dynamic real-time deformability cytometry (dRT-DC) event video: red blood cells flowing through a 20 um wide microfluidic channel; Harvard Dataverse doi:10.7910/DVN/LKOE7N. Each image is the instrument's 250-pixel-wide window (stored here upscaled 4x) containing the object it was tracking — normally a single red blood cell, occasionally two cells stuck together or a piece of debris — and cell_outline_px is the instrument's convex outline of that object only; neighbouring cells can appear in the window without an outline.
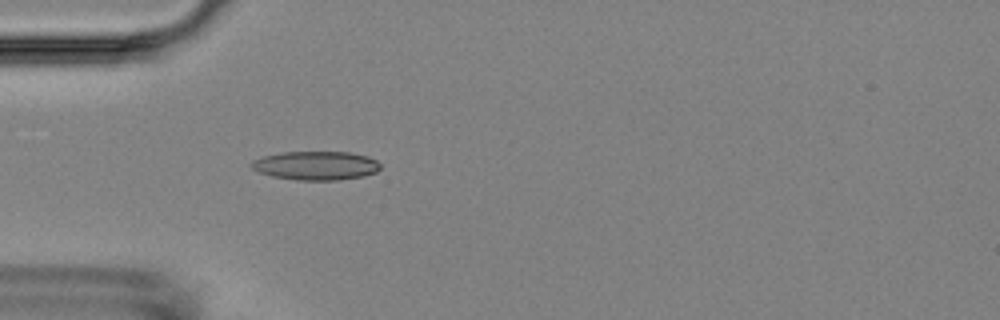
{"species": "Egyptian fruit bat (a non-hibernating species)", "species_latin": "Rousettus aegyptiacus", "temperature_condition": "room temperature", "stored_images_in_passage": 5, "camera_frame_rate_fps": 3000, "um_per_image_px": 0.085, "animal": {"sex": "female"}, "frame": {"image": 1, "passage_image": 5, "time_ms": 5.333, "image_size_px": [1000, 320], "cell_outline_px": [[380, 168], [376, 172], [364, 176], [340, 180], [296, 180], [272, 176], [260, 172], [252, 168], [248, 164], [252, 160], [264, 156], [284, 152], [348, 152], [368, 156], [376, 160], [380, 164]], "centroid_in_image_um": [26.86, 14.08], "position_along_channel_um": 58.1, "area_um2": 21.68}}